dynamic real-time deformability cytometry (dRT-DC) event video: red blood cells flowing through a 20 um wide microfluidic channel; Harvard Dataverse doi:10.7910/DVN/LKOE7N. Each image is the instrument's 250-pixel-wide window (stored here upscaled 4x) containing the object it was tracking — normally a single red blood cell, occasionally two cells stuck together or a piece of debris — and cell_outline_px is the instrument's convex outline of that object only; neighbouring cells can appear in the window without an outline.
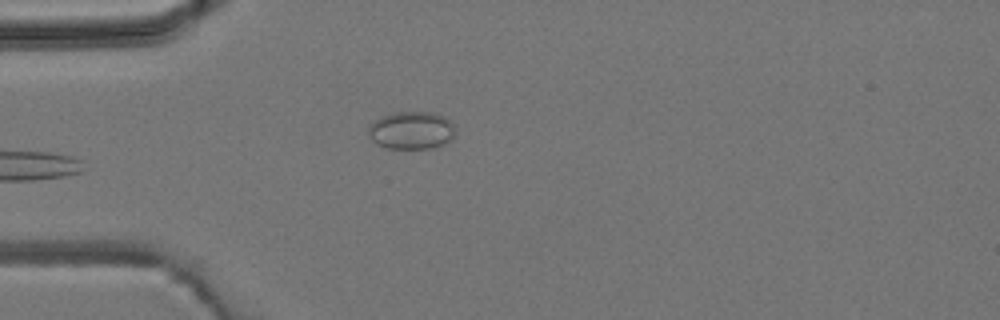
{"species": "common noctule bat (a hibernating species)", "species_latin": "Nyctalus noctula", "temperature_condition": "room temperature", "stored_images_in_passage": 1, "camera_frame_rate_fps": 3000, "um_per_image_px": 0.085, "animal": {"sex": "male", "body_mass_g": 19.2, "forearm_length_mm": 51.8}, "frame": {"image": 1, "passage_image": 1, "time_ms": 0.0, "image_size_px": [1000, 320], "cell_outline_px": [[452, 140], [436, 148], [388, 148], [376, 144], [372, 140], [368, 132], [368, 124], [384, 116], [396, 112], [432, 112], [444, 116], [452, 124]], "centroid_in_image_um": [34.95, 11.09], "position_along_channel_um": 50.1, "area_um2": 18.96}}